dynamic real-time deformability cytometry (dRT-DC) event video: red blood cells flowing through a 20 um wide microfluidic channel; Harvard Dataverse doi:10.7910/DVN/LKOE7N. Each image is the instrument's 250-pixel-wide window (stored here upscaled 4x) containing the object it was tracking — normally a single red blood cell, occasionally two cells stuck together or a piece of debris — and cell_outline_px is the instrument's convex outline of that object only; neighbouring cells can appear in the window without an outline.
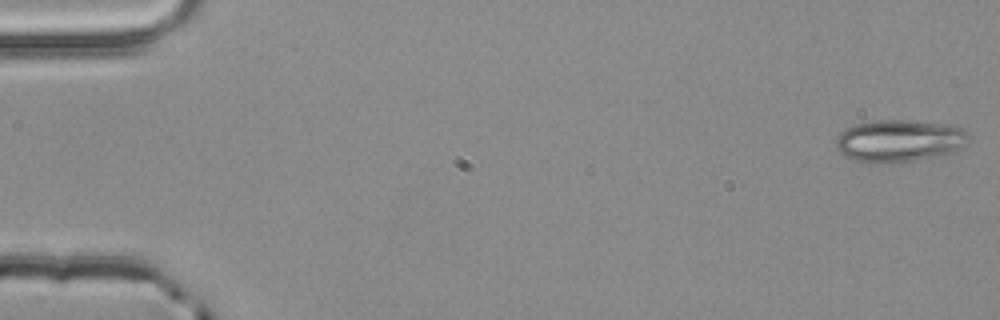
{"species": "common noctule bat (a hibernating species)", "species_latin": "Nyctalus noctula", "temperature_condition": "room temperature", "stored_images_in_passage": 52, "camera_frame_rate_fps": 3000, "um_per_image_px": 0.085, "animal": {"sex": "male", "body_mass_g": 20.4}, "frame": {"image": 1, "passage_image": 1, "time_ms": 0.0, "image_size_px": [1000, 320], "cell_outline_px": [[968, 136], [960, 148], [956, 152], [912, 160], [884, 164], [852, 160], [844, 156], [836, 148], [836, 136], [844, 128], [856, 124], [876, 120], [908, 120], [952, 124], [968, 132]], "centroid_in_image_um": [76.39, 11.96], "position_along_channel_um": 8.6, "area_um2": 32.77}}
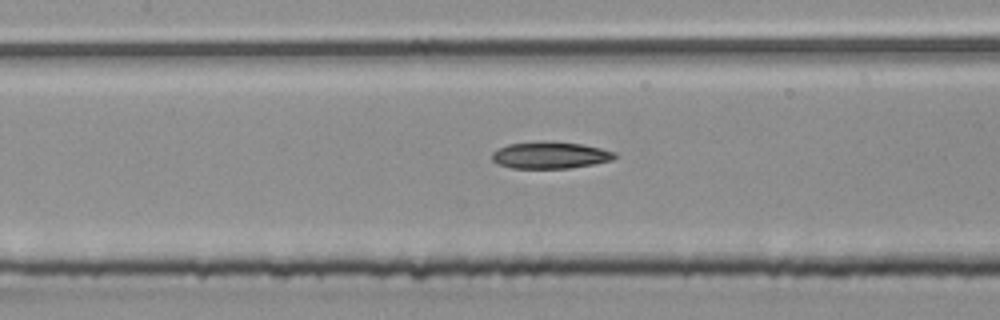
{"frame": {"image": 2, "passage_image": 25, "time_ms": 8.0, "image_size_px": [1000, 320], "cell_outline_px": [[616, 156], [612, 160], [592, 164], [568, 168], [512, 168], [500, 164], [492, 160], [492, 152], [508, 144], [540, 140], [552, 140], [580, 144], [600, 148], [616, 152]], "centroid_in_image_um": [46.75, 13.17], "position_along_channel_um": 160.6, "area_um2": 19.25}}
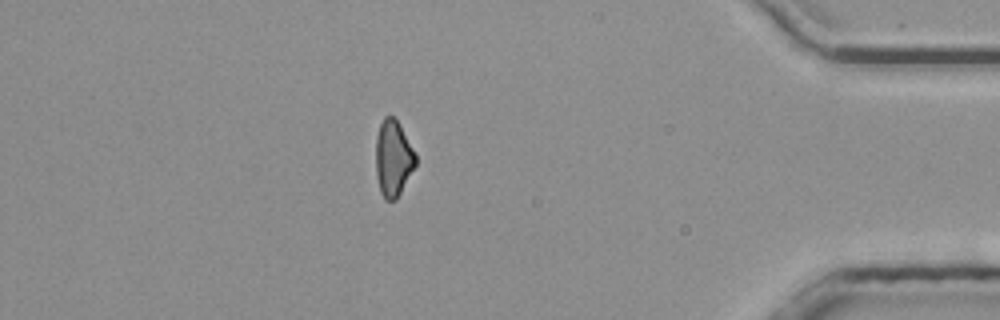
{"frame": {"image": 3, "passage_image": 47, "time_ms": 15.333, "image_size_px": [1000, 320], "cell_outline_px": [[416, 164], [396, 200], [384, 200], [380, 192], [376, 176], [376, 136], [380, 124], [384, 116], [392, 116], [400, 124], [416, 152]], "centroid_in_image_um": [33.42, 13.45], "position_along_channel_um": 401.8, "area_um2": 17.8}}